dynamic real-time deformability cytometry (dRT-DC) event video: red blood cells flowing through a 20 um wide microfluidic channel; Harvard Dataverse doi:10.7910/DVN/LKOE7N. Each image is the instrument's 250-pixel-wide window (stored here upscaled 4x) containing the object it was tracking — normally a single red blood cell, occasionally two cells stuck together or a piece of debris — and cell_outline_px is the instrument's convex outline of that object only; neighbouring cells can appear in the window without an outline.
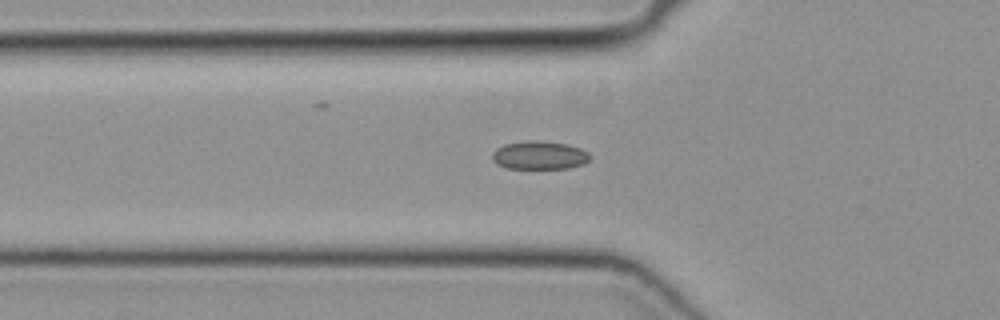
{"species": "common noctule bat (a hibernating species)", "species_latin": "Nyctalus noctula", "temperature_condition": "cold", "stored_images_in_passage": 47, "camera_frame_rate_fps": 3000, "um_per_image_px": 0.085, "animal": {"sex": "female", "body_mass_g": 19.3, "forearm_length_mm": 54.1}, "frame": {"image": 1, "passage_image": 18, "time_ms": 5.667, "image_size_px": [1000, 320], "cell_outline_px": [[588, 160], [584, 164], [568, 168], [508, 168], [496, 164], [492, 160], [492, 152], [496, 148], [504, 144], [528, 140], [536, 140], [568, 144], [580, 148], [588, 152]], "centroid_in_image_um": [45.81, 13.19], "position_along_channel_um": 80.0, "area_um2": 16.13}}
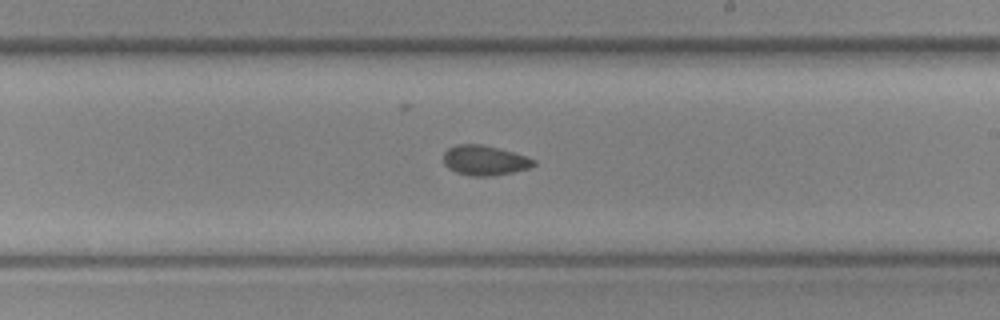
{"frame": {"image": 2, "passage_image": 30, "time_ms": 9.667, "image_size_px": [1000, 320], "cell_outline_px": [[536, 164], [528, 168], [512, 172], [492, 176], [472, 176], [456, 172], [448, 168], [444, 164], [444, 152], [448, 148], [456, 144], [480, 144], [512, 152], [536, 160]], "centroid_in_image_um": [41.16, 13.63], "position_along_channel_um": 247.8, "area_um2": 15.55}}
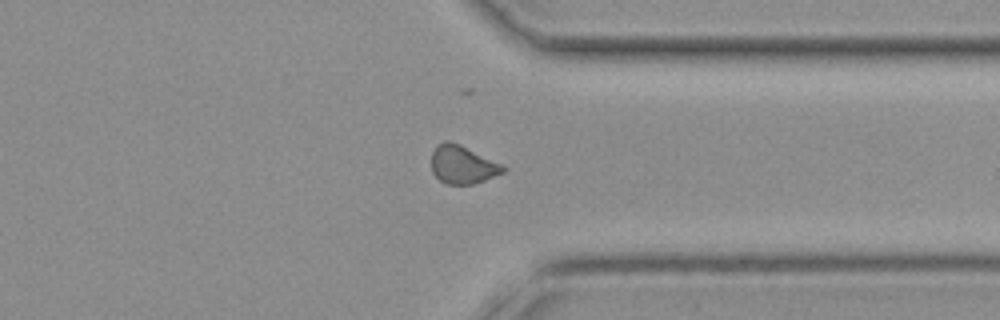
{"frame": {"image": 3, "passage_image": 39, "time_ms": 12.667, "image_size_px": [1000, 320], "cell_outline_px": [[508, 168], [504, 172], [484, 180], [472, 184], [444, 184], [432, 172], [432, 152], [436, 144], [444, 140], [448, 140], [460, 144], [504, 164]], "centroid_in_image_um": [39.33, 13.97], "position_along_channel_um": 372.1, "area_um2": 16.18}}